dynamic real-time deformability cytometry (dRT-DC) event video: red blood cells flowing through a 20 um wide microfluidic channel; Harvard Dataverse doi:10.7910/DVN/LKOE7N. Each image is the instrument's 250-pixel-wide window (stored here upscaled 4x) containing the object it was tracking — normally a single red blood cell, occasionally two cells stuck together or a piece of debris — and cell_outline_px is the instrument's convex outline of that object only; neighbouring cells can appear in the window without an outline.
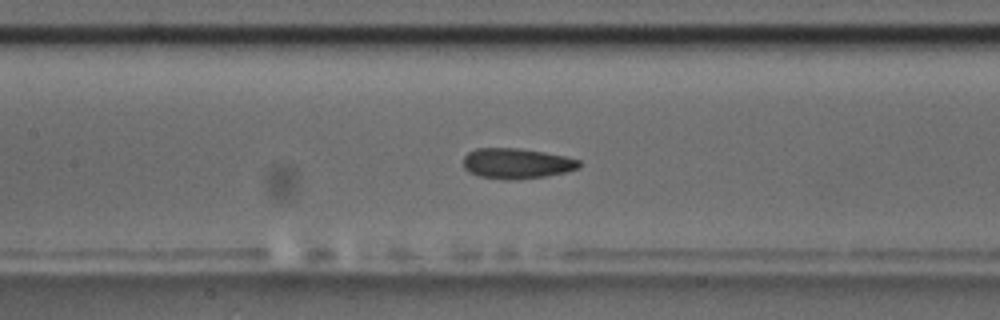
{"species": "common noctule bat (a hibernating species)", "species_latin": "Nyctalus noctula", "temperature_condition": "room temperature", "stored_images_in_passage": 35, "camera_frame_rate_fps": 3000, "um_per_image_px": 0.085, "animal": {"sex": "male", "body_mass_g": 17.5, "forearm_length_mm": 52.3}, "frame": {"image": 1, "passage_image": 16, "time_ms": 5.0, "image_size_px": [1000, 320], "cell_outline_px": [[580, 168], [564, 172], [544, 176], [516, 180], [508, 180], [480, 176], [468, 172], [464, 168], [464, 156], [468, 152], [476, 148], [520, 148], [544, 152], [564, 156], [580, 160]], "centroid_in_image_um": [43.9, 13.89], "position_along_channel_um": 163.5, "area_um2": 20.52}}
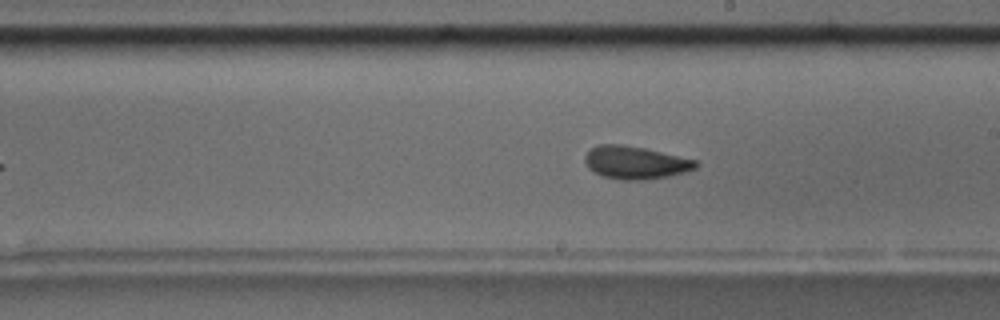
{"frame": {"image": 2, "passage_image": 22, "time_ms": 7.0, "image_size_px": [1000, 320], "cell_outline_px": [[700, 164], [696, 168], [688, 172], [668, 176], [644, 180], [620, 180], [604, 176], [588, 168], [584, 160], [584, 156], [592, 148], [600, 144], [620, 144], [644, 148], [696, 160]], "centroid_in_image_um": [54.03, 13.82], "position_along_channel_um": 235.0, "area_um2": 21.15}}
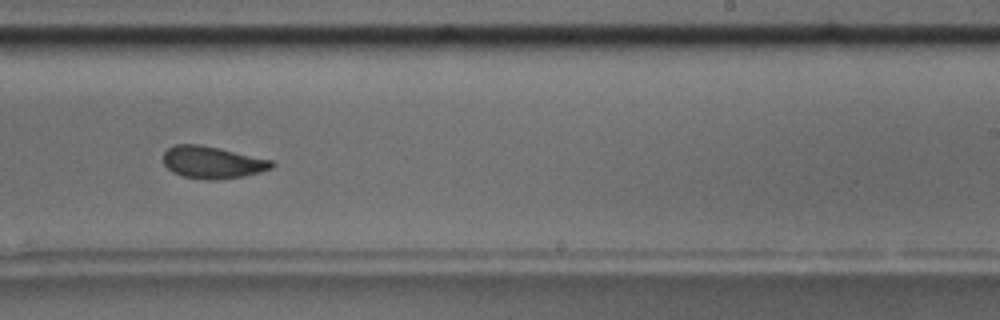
{"frame": {"image": 3, "passage_image": 25, "time_ms": 8.0, "image_size_px": [1000, 320], "cell_outline_px": [[276, 164], [272, 168], [260, 172], [244, 176], [212, 180], [208, 180], [184, 176], [172, 172], [164, 164], [164, 152], [168, 148], [176, 144], [200, 144], [272, 160]], "centroid_in_image_um": [18.06, 13.8], "position_along_channel_um": 270.9, "area_um2": 20.17}, "authors_computed_cell_mechanics": {"area_um2": 20.519, "velocity_mm_per_s": 3.599, "shape_relaxation_time_tau1_ms": null, "shape_relaxation_time_tau2_ms": 2.2202, "deformation_change_tau1": null, "deformation_change_tau2": 0.0711}}